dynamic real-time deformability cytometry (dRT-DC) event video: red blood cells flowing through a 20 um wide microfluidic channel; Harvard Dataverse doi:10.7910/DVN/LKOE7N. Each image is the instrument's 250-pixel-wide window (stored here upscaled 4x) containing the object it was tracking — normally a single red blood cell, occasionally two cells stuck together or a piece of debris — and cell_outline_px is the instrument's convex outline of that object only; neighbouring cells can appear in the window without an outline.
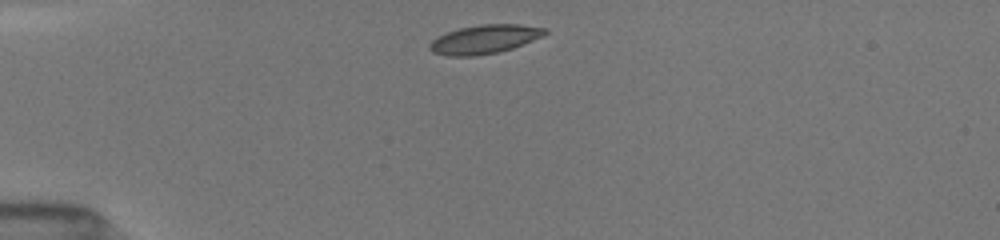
{"species": "common noctule bat (a hibernating species)", "species_latin": "Nyctalus noctula", "temperature_condition": "room temperature", "stored_images_in_passage": 10, "camera_frame_rate_fps": 3000, "um_per_image_px": 0.085, "animal": {"sex": "female", "body_mass_g": 19.5, "forearm_length_mm": 54.1}, "frame": {"image": 1, "passage_image": 1, "time_ms": 0.0, "image_size_px": [1000, 240], "cell_outline_px": [[548, 32], [544, 36], [512, 48], [496, 52], [476, 56], [448, 56], [432, 52], [428, 48], [428, 44], [436, 36], [460, 28], [480, 24], [520, 24], [548, 28]], "centroid_in_image_um": [41.18, 3.33], "position_along_channel_um": 43.8, "area_um2": 19.48}}
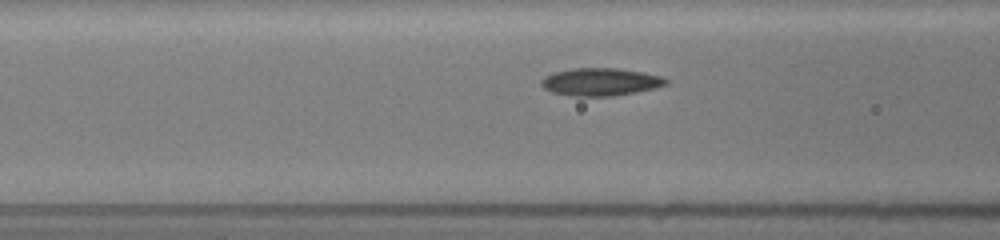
{"frame": {"image": 2, "passage_image": 6, "time_ms": 2.667, "image_size_px": [1000, 240], "cell_outline_px": [[668, 84], [656, 88], [636, 92], [612, 96], [576, 96], [552, 92], [544, 88], [540, 84], [540, 80], [544, 76], [552, 72], [572, 68], [616, 68], [644, 72], [660, 76], [668, 80]], "centroid_in_image_um": [51.03, 6.95], "position_along_channel_um": 115.6, "area_um2": 20.23}}
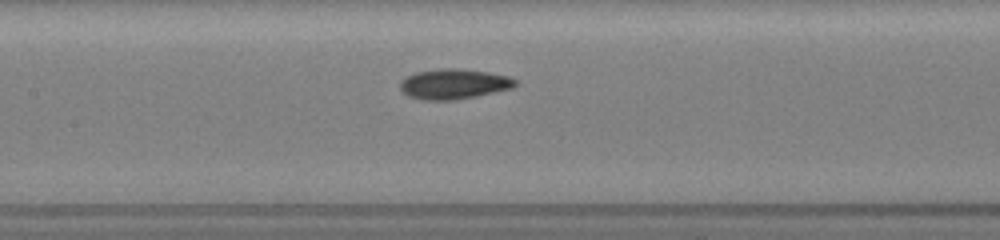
{"frame": {"image": 3, "passage_image": 8, "time_ms": 4.0, "image_size_px": [1000, 240], "cell_outline_px": [[516, 84], [512, 88], [476, 96], [452, 100], [424, 100], [408, 96], [400, 88], [400, 80], [416, 72], [440, 68], [456, 68], [488, 72], [508, 76], [516, 80]], "centroid_in_image_um": [38.56, 7.13], "position_along_channel_um": 168.8, "area_um2": 20.11}}